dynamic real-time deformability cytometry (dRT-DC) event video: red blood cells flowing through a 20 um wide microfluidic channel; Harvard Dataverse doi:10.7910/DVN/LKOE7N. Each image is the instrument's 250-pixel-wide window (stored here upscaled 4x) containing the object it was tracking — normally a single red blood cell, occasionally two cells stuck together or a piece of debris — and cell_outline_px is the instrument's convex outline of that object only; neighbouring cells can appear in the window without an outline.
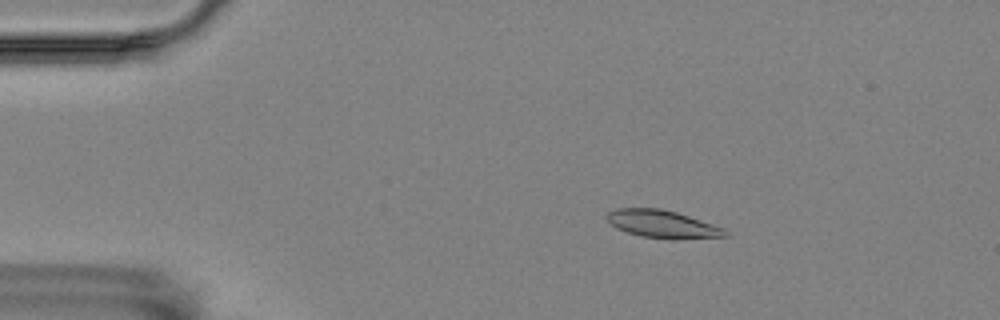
{"species": "Egyptian fruit bat (a non-hibernating species)", "species_latin": "Rousettus aegyptiacus", "temperature_condition": "room temperature", "stored_images_in_passage": 57, "camera_frame_rate_fps": 3000, "um_per_image_px": 0.085, "animal": {"sex": "female"}, "frame": {"image": 1, "passage_image": 10, "time_ms": 3.0, "image_size_px": [1000, 320], "cell_outline_px": [[728, 236], [676, 240], [672, 240], [640, 236], [616, 228], [608, 224], [604, 216], [608, 212], [616, 208], [660, 208], [676, 212], [724, 228], [728, 232]], "centroid_in_image_um": [56.27, 19.06], "position_along_channel_um": 28.7, "area_um2": 19.36}}
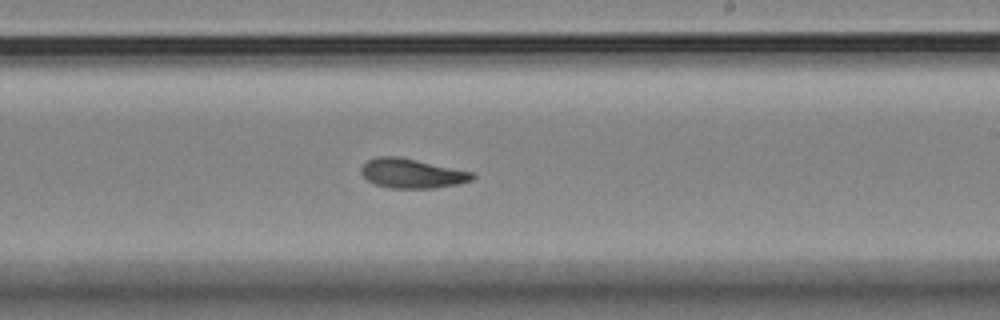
{"frame": {"image": 2, "passage_image": 34, "time_ms": 11.0, "image_size_px": [1000, 320], "cell_outline_px": [[476, 176], [472, 180], [456, 184], [432, 188], [388, 188], [376, 184], [368, 180], [360, 172], [360, 168], [368, 160], [376, 156], [396, 156], [416, 160], [472, 172]], "centroid_in_image_um": [34.98, 14.74], "position_along_channel_um": 254.0, "area_um2": 18.84}}
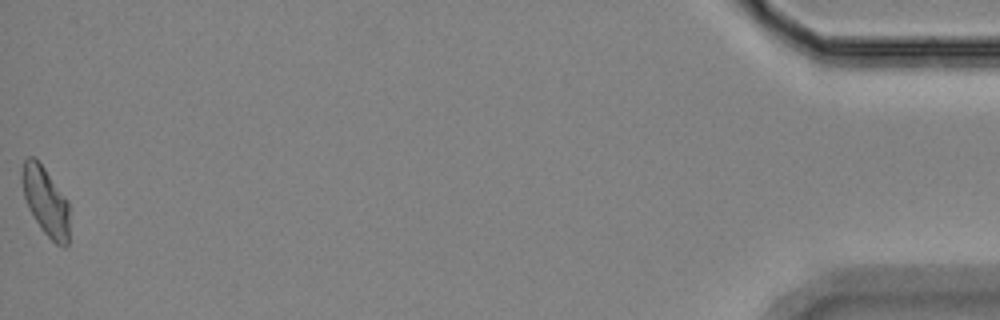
{"frame": {"image": 3, "passage_image": 57, "time_ms": 18.667, "image_size_px": [1000, 320], "cell_outline_px": [[68, 244], [64, 248], [56, 244], [40, 228], [28, 208], [24, 196], [24, 160], [28, 156], [36, 156], [68, 200]], "centroid_in_image_um": [3.91, 17.13], "position_along_channel_um": 431.3, "area_um2": 18.61}, "authors_computed_cell_mechanics": {"area_um2": 18.9584, "velocity_mm_per_s": 3.5274, "shape_relaxation_time_tau1_ms": 6.0849, "shape_relaxation_time_tau2_ms": 2.8941, "deformation_change_tau1": 0.1719, "deformation_change_tau2": 0.0935}}